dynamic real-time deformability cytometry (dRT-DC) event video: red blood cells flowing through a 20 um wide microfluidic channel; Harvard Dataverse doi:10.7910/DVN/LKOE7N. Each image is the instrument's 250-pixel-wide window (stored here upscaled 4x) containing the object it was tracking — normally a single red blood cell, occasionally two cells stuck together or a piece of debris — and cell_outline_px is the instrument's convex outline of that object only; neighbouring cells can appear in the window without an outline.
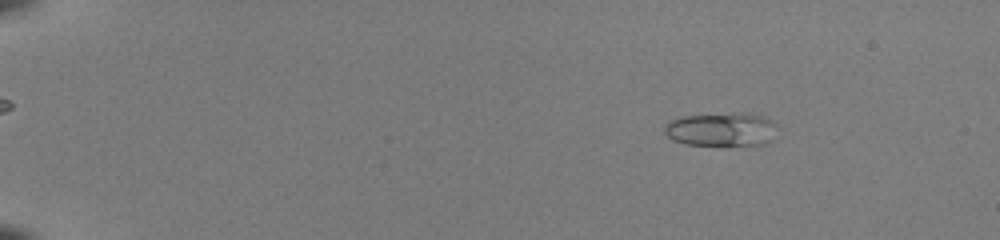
{"species": "common noctule bat (a hibernating species)", "species_latin": "Nyctalus noctula", "temperature_condition": "room temperature", "stored_images_in_passage": 48, "camera_frame_rate_fps": 3000, "um_per_image_px": 0.085, "animal": {"sex": "female", "body_mass_g": 22.0, "forearm_length_mm": 56.7}, "frame": {"image": 1, "passage_image": 4, "time_ms": 1.0, "image_size_px": [1000, 240], "cell_outline_px": [[776, 124], [772, 140], [768, 144], [728, 148], [684, 144], [672, 140], [664, 132], [664, 124], [668, 120], [680, 116], [740, 112], [748, 112], [764, 116], [772, 120]], "centroid_in_image_um": [61.32, 11.03], "position_along_channel_um": 23.7, "area_um2": 23.52}}
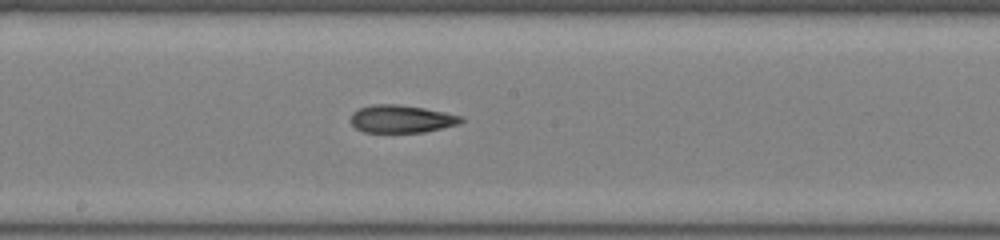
{"frame": {"image": 2, "passage_image": 27, "time_ms": 8.667, "image_size_px": [1000, 240], "cell_outline_px": [[464, 120], [460, 124], [424, 132], [364, 132], [356, 128], [348, 120], [352, 112], [360, 108], [372, 104], [400, 104], [424, 108], [464, 116]], "centroid_in_image_um": [34.11, 10.1], "position_along_channel_um": 214.1, "area_um2": 18.03}}
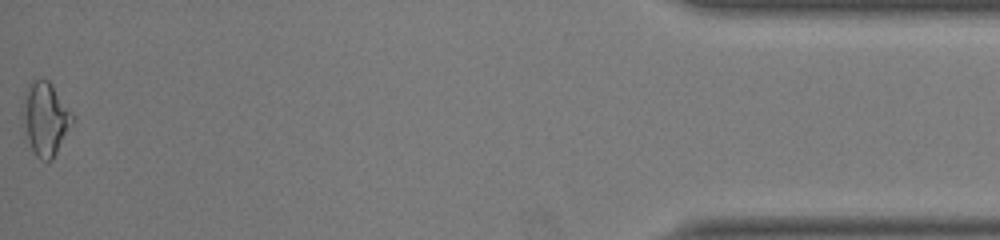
{"frame": {"image": 3, "passage_image": 48, "time_ms": 15.667, "image_size_px": [1000, 240], "cell_outline_px": [[76, 116], [72, 124], [52, 160], [40, 160], [32, 152], [20, 116], [20, 112], [24, 92], [28, 84], [32, 80], [48, 80], [52, 84]], "centroid_in_image_um": [3.83, 10.07], "position_along_channel_um": 431.4, "area_um2": 21.68}, "authors_computed_cell_mechanics": {"area_um2": 18.2648, "velocity_mm_per_s": 4.0979, "shape_relaxation_time_tau1_ms": null, "shape_relaxation_time_tau2_ms": 4.8285, "deformation_change_tau1": null, "deformation_change_tau2": 0.1433}}